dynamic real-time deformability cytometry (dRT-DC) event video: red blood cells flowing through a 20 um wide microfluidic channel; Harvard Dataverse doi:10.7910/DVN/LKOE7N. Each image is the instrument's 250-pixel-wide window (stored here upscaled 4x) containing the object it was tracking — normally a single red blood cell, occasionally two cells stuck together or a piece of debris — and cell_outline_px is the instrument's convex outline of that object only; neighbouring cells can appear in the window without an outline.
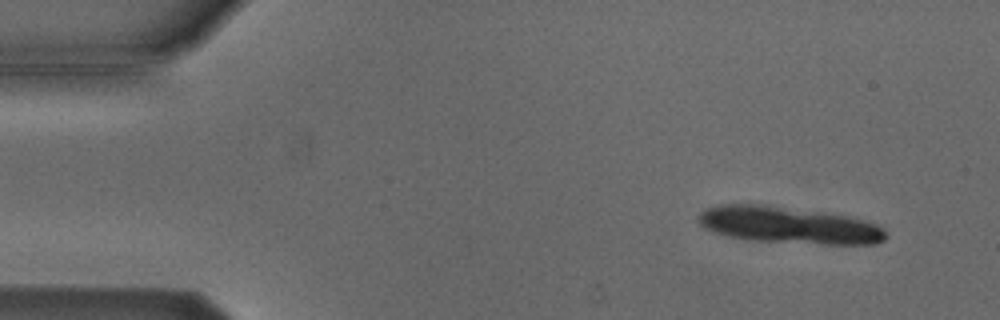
{"species": "Egyptian fruit bat (a non-hibernating species)", "species_latin": "Rousettus aegyptiacus", "temperature_condition": "cold", "stored_images_in_passage": 11, "camera_frame_rate_fps": 3000, "um_per_image_px": 0.085, "animal": {"sex": "male"}, "frame": {"image": 1, "passage_image": 4, "time_ms": 1.0, "image_size_px": [1000, 320], "cell_outline_px": [[888, 236], [884, 240], [876, 244], [824, 244], [748, 240], [728, 236], [704, 228], [696, 220], [700, 212], [704, 208], [720, 204], [764, 204], [824, 212], [848, 216], [864, 220], [876, 224], [884, 228]], "centroid_in_image_um": [67.03, 19.13], "position_along_channel_um": 18.0, "area_um2": 40.52}}